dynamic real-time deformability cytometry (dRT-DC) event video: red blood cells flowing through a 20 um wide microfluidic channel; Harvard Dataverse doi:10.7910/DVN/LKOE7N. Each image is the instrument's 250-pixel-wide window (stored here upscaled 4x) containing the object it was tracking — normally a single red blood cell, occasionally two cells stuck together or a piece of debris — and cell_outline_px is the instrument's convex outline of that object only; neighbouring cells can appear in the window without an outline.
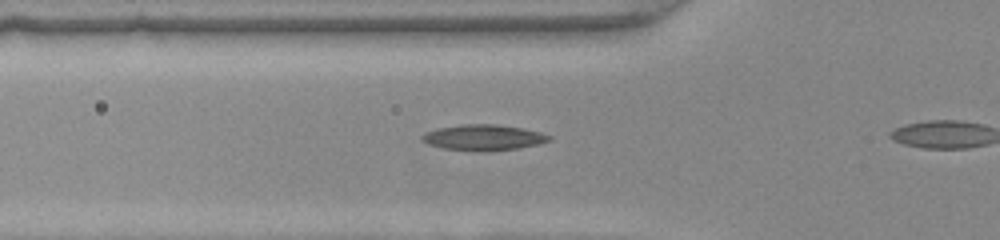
{"species": "common noctule bat (a hibernating species)", "species_latin": "Nyctalus noctula", "temperature_condition": "warm", "stored_images_in_passage": 12, "camera_frame_rate_fps": 3000, "um_per_image_px": 0.085, "animal": {"sex": "female", "body_mass_g": 22.0, "forearm_length_mm": 56.7}, "frame": {"image": 1, "passage_image": 2, "time_ms": 0.333, "image_size_px": [1000, 240], "cell_outline_px": [[552, 140], [536, 144], [516, 148], [444, 148], [428, 144], [420, 140], [420, 136], [424, 132], [436, 128], [460, 124], [492, 124], [524, 128], [540, 132], [552, 136]], "centroid_in_image_um": [41.05, 11.62], "position_along_channel_um": 84.7, "area_um2": 18.15}}
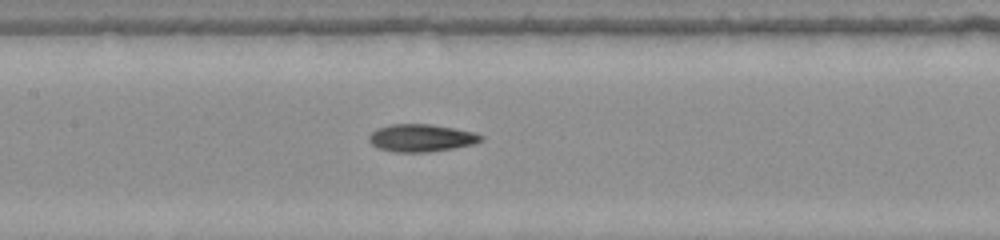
{"frame": {"image": 2, "passage_image": 8, "time_ms": 2.333, "image_size_px": [1000, 240], "cell_outline_px": [[484, 140], [472, 144], [452, 148], [428, 152], [396, 152], [380, 148], [372, 144], [368, 140], [368, 136], [376, 128], [388, 124], [432, 124], [472, 132], [484, 136]], "centroid_in_image_um": [35.78, 11.71], "position_along_channel_um": 171.6, "area_um2": 17.86}}
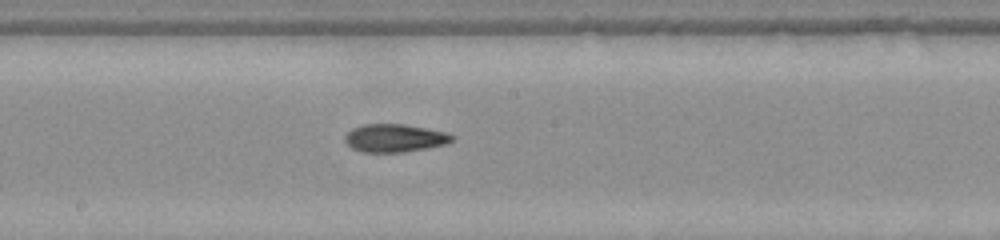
{"frame": {"image": 3, "passage_image": 11, "time_ms": 3.333, "image_size_px": [1000, 240], "cell_outline_px": [[456, 136], [452, 140], [444, 144], [428, 148], [404, 152], [360, 152], [352, 148], [344, 140], [344, 136], [352, 128], [364, 124], [404, 124], [444, 132]], "centroid_in_image_um": [33.51, 11.74], "position_along_channel_um": 214.7, "area_um2": 17.4}}